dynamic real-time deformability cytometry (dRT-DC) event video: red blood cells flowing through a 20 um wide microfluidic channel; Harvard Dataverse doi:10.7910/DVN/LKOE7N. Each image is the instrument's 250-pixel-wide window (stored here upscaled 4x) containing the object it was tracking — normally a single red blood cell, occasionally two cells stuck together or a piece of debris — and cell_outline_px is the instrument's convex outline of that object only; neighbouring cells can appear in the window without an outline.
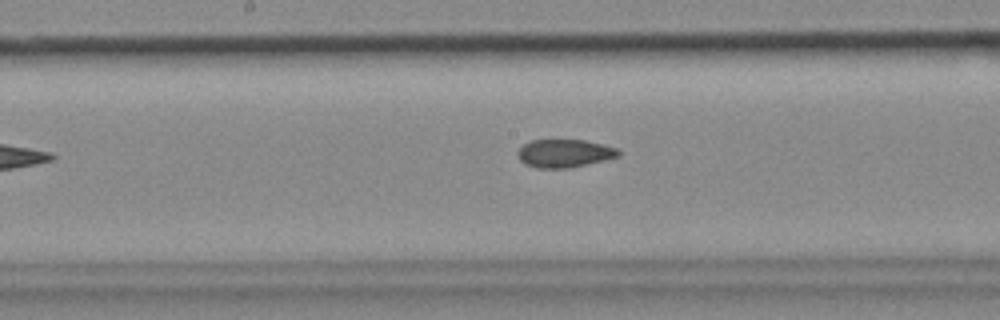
{"species": "common noctule bat (a hibernating species)", "species_latin": "Nyctalus noctula", "temperature_condition": "cold", "stored_images_in_passage": 7, "camera_frame_rate_fps": 3000, "um_per_image_px": 0.085, "animal": {"sex": "female", "body_mass_g": 18.4}, "frame": {"image": 1, "passage_image": 7, "time_ms": 2.0, "image_size_px": [1000, 320], "cell_outline_px": [[620, 156], [572, 168], [536, 168], [524, 164], [520, 160], [516, 152], [524, 144], [532, 140], [584, 140], [616, 148], [620, 152]], "centroid_in_image_um": [47.95, 13.05], "position_along_channel_um": 200.3, "area_um2": 16.47}}